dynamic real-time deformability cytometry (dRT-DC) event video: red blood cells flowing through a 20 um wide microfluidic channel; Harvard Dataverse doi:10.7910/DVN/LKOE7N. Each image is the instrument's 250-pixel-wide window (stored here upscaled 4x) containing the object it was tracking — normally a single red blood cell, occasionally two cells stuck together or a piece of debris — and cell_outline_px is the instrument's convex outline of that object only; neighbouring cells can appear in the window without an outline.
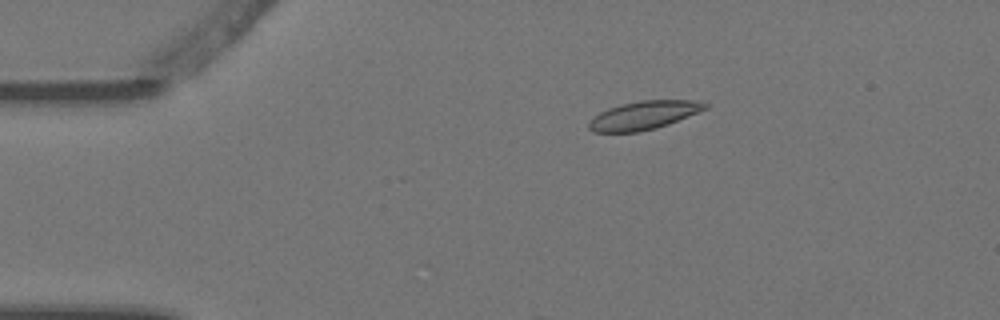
{"species": "Egyptian fruit bat (a non-hibernating species)", "species_latin": "Rousettus aegyptiacus", "temperature_condition": "warm", "stored_images_in_passage": 4, "camera_frame_rate_fps": 3000, "um_per_image_px": 0.085, "animal": {"sex": "female"}, "frame": {"image": 1, "passage_image": 3, "time_ms": 0.667, "image_size_px": [1000, 320], "cell_outline_px": [[708, 108], [668, 124], [656, 128], [640, 132], [592, 132], [588, 128], [588, 120], [600, 112], [608, 108], [640, 100], [692, 100], [708, 104]], "centroid_in_image_um": [54.68, 9.81], "position_along_channel_um": 30.3, "area_um2": 19.19}}